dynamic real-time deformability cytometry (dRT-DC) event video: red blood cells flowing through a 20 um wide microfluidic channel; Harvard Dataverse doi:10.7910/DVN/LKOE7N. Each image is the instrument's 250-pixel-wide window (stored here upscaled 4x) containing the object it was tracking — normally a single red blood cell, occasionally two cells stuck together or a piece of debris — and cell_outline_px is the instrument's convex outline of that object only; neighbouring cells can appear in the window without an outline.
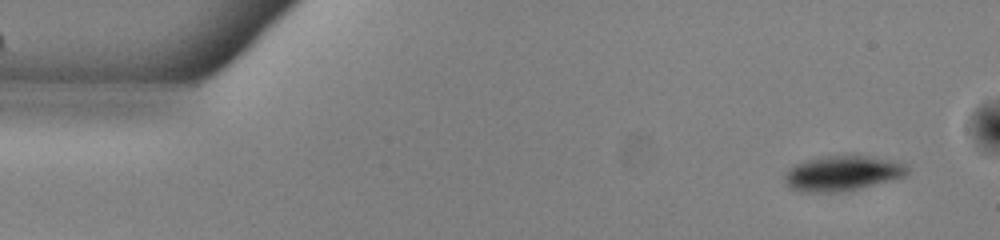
{"species": "common noctule bat (a hibernating species)", "species_latin": "Nyctalus noctula", "temperature_condition": "warm", "stored_images_in_passage": 50, "camera_frame_rate_fps": 3000, "um_per_image_px": 0.085, "animal": {"sex": "male", "body_mass_g": 13.0, "forearm_length_mm": 53.1}, "frame": {"image": 1, "passage_image": 1, "time_ms": 0.0, "image_size_px": [1000, 240], "cell_outline_px": [[908, 172], [904, 176], [860, 188], [844, 192], [796, 192], [788, 188], [784, 184], [784, 176], [796, 164], [808, 160], [828, 156], [868, 156], [896, 160], [904, 164], [908, 168]], "centroid_in_image_um": [71.58, 14.75], "position_along_channel_um": 13.4, "area_um2": 24.97}}
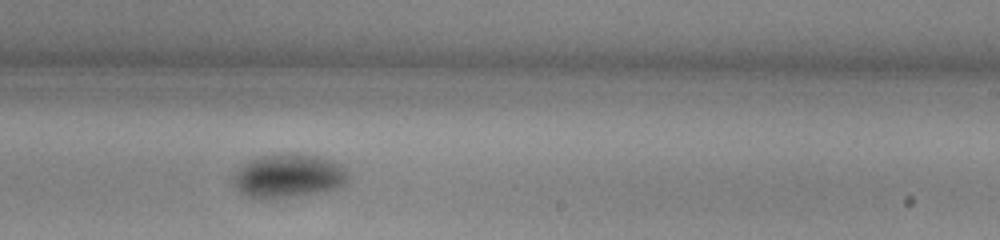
{"frame": {"image": 2, "passage_image": 29, "time_ms": 9.333, "image_size_px": [1000, 240], "cell_outline_px": [[348, 184], [340, 188], [276, 200], [268, 200], [248, 196], [240, 192], [236, 188], [232, 180], [236, 172], [248, 160], [256, 156], [292, 152], [320, 156], [332, 160], [348, 168]], "centroid_in_image_um": [24.56, 14.95], "position_along_channel_um": 264.4, "area_um2": 30.17}}
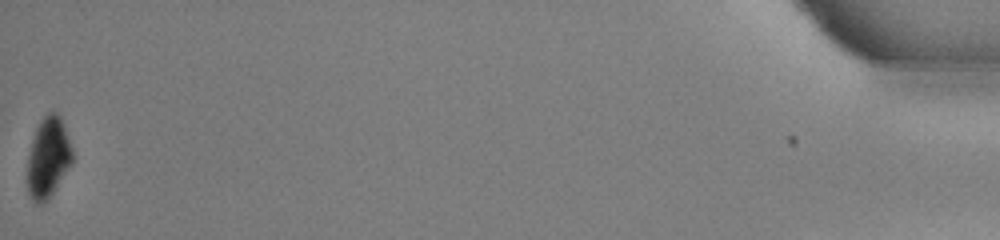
{"frame": {"image": 3, "passage_image": 50, "time_ms": 16.333, "image_size_px": [1000, 240], "cell_outline_px": [[72, 164], [48, 200], [44, 204], [36, 204], [32, 200], [28, 192], [28, 156], [32, 140], [36, 128], [40, 120], [48, 112], [56, 112], [60, 116], [64, 124], [72, 148]], "centroid_in_image_um": [4.1, 13.4], "position_along_channel_um": 431.1, "area_um2": 21.15}, "authors_computed_cell_mechanics": {"area_um2": 28.3798, "velocity_mm_per_s": 3.8813, "shape_relaxation_time_tau1_ms": 2.3532, "shape_relaxation_time_tau2_ms": null, "deformation_change_tau1": 0.0975, "deformation_change_tau2": null}}